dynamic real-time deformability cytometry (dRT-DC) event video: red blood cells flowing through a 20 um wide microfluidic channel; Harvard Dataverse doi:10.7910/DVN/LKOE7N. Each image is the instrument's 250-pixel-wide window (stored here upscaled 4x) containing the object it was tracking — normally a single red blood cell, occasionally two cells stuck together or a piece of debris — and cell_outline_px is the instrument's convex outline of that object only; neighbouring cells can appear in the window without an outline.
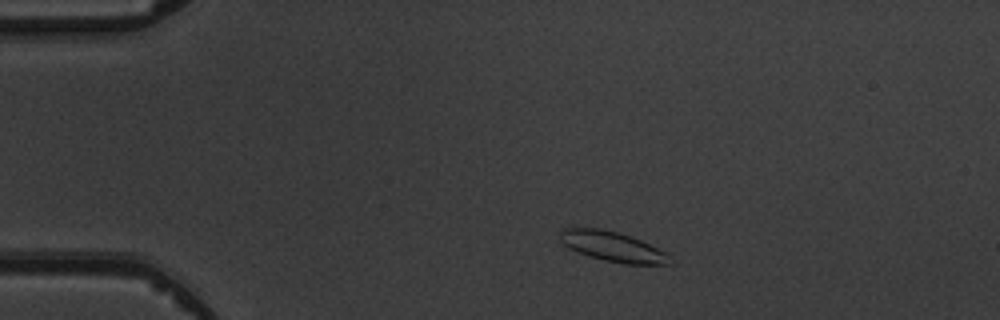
{"species": "common noctule bat (a hibernating species)", "species_latin": "Nyctalus noctula", "temperature_condition": "warm", "stored_images_in_passage": 4, "camera_frame_rate_fps": 3000, "um_per_image_px": 0.085, "animal": {"sex": "male", "body_mass_g": 19.5, "forearm_length_mm": 54.6}, "frame": {"image": 1, "passage_image": 2, "time_ms": 1.0, "image_size_px": [1000, 320], "cell_outline_px": [[672, 264], [624, 264], [604, 260], [588, 256], [576, 252], [568, 248], [560, 240], [560, 232], [564, 228], [600, 228], [632, 236], [664, 252]], "centroid_in_image_um": [52.01, 20.96], "position_along_channel_um": 33.0, "area_um2": 18.9}}
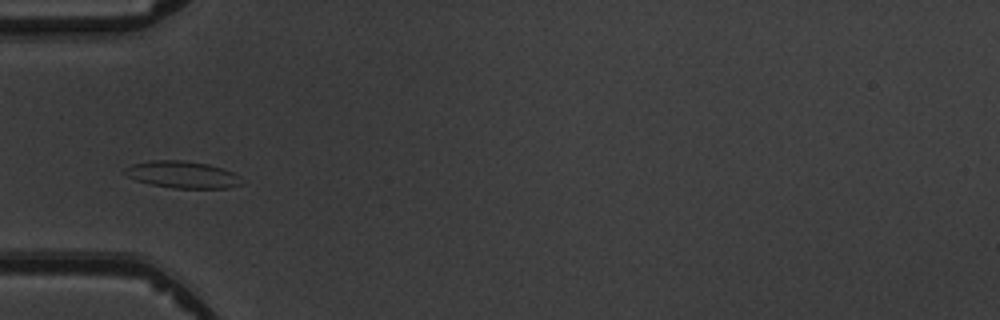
{"frame": {"image": 2, "passage_image": 4, "time_ms": 3.333, "image_size_px": [1000, 320], "cell_outline_px": [[244, 184], [228, 188], [172, 188], [152, 184], [136, 180], [128, 176], [124, 172], [124, 168], [132, 164], [148, 160], [180, 160], [208, 164], [224, 168], [240, 176]], "centroid_in_image_um": [15.53, 14.84], "position_along_channel_um": 69.5, "area_um2": 18.44}}